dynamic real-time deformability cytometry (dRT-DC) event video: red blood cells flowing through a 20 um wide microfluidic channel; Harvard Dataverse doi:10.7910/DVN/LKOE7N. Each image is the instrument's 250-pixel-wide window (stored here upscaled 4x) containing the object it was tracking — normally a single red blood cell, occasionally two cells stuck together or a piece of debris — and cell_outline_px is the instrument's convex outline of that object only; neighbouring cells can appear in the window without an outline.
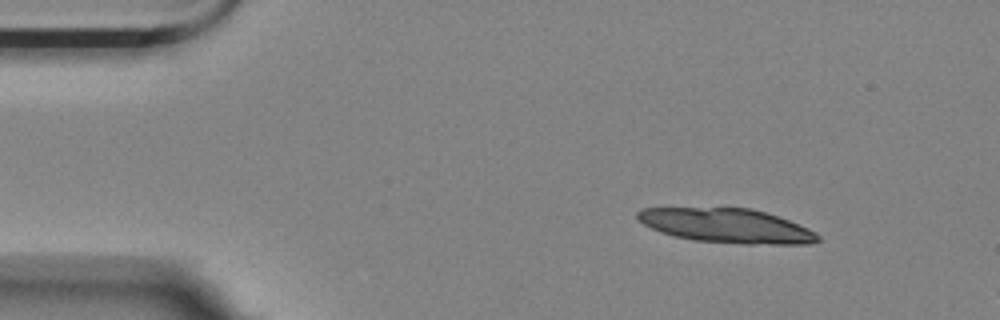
{"species": "Egyptian fruit bat (a non-hibernating species)", "species_latin": "Rousettus aegyptiacus", "temperature_condition": "room temperature", "stored_images_in_passage": 3, "camera_frame_rate_fps": 3000, "um_per_image_px": 0.085, "animal": {"sex": "female"}, "frame": {"image": 1, "passage_image": 1, "time_ms": 0.0, "image_size_px": [1000, 320], "cell_outline_px": [[820, 240], [812, 244], [744, 244], [692, 240], [660, 232], [644, 224], [636, 216], [636, 212], [640, 208], [752, 208], [768, 212], [808, 228], [816, 232], [820, 236]], "centroid_in_image_um": [61.8, 19.19], "position_along_channel_um": 23.2, "area_um2": 36.13}}